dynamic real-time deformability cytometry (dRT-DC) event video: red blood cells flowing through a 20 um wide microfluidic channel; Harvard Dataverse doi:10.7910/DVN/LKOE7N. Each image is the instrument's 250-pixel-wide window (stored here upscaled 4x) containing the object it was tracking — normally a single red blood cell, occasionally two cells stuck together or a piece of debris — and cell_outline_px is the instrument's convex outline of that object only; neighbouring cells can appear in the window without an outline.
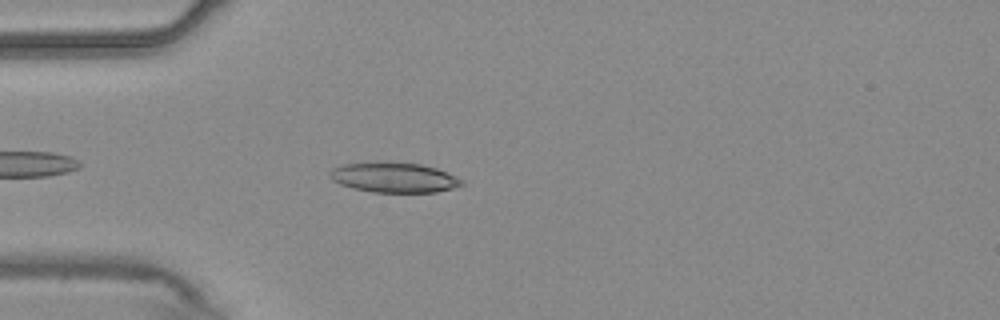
{"species": "common noctule bat (a hibernating species)", "species_latin": "Nyctalus noctula", "temperature_condition": "warm", "stored_images_in_passage": 16, "camera_frame_rate_fps": 3000, "um_per_image_px": 0.085, "animal": {"sex": "male", "body_mass_g": 20.4}, "frame": {"image": 1, "passage_image": 5, "time_ms": 1.333, "image_size_px": [1000, 320], "cell_outline_px": [[464, 184], [452, 188], [436, 192], [372, 192], [352, 188], [340, 184], [332, 180], [328, 176], [328, 172], [332, 168], [344, 164], [420, 164], [436, 168], [456, 176], [464, 180]], "centroid_in_image_um": [33.5, 15.12], "position_along_channel_um": 51.5, "area_um2": 22.43}}
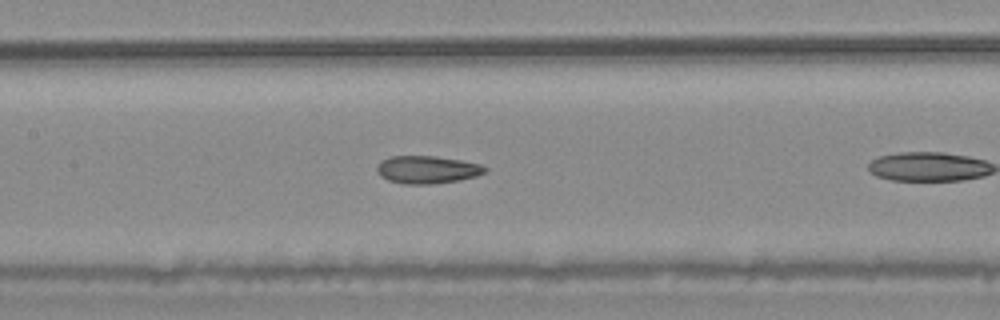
{"frame": {"image": 2, "passage_image": 12, "time_ms": 3.667, "image_size_px": [1000, 320], "cell_outline_px": [[488, 168], [484, 172], [476, 176], [460, 180], [432, 184], [404, 184], [388, 180], [380, 176], [376, 168], [380, 160], [392, 156], [436, 156], [460, 160], [480, 164]], "centroid_in_image_um": [36.29, 14.42], "position_along_channel_um": 171.1, "area_um2": 17.46}}